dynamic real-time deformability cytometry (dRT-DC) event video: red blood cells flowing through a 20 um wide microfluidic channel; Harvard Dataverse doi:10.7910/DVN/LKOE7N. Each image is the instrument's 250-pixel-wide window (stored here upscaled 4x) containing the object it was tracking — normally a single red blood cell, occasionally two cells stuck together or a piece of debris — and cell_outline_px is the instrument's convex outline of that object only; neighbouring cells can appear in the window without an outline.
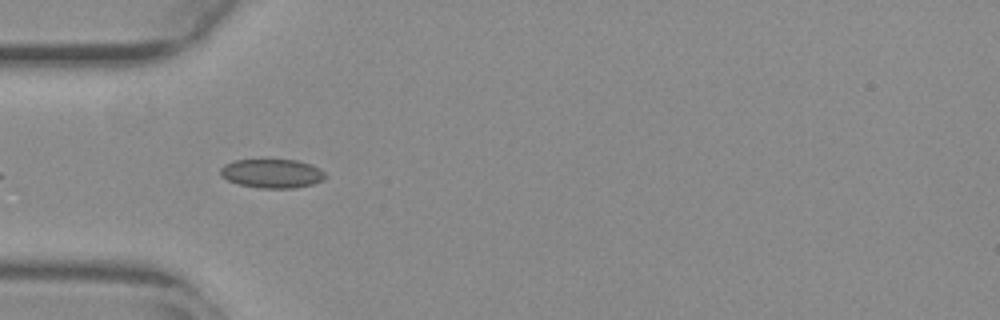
{"species": "common noctule bat (a hibernating species)", "species_latin": "Nyctalus noctula", "temperature_condition": "warm", "stored_images_in_passage": 10, "camera_frame_rate_fps": 3000, "um_per_image_px": 0.085, "animal": {"sex": "female", "body_mass_g": 29.2, "forearm_length_mm": 56.3}, "frame": {"image": 1, "passage_image": 2, "time_ms": 0.333, "image_size_px": [1000, 320], "cell_outline_px": [[328, 176], [324, 180], [312, 184], [292, 188], [260, 188], [240, 184], [228, 180], [220, 176], [220, 168], [224, 164], [232, 160], [296, 160], [312, 164], [320, 168]], "centroid_in_image_um": [23.14, 14.74], "position_along_channel_um": 61.9, "area_um2": 17.8}}
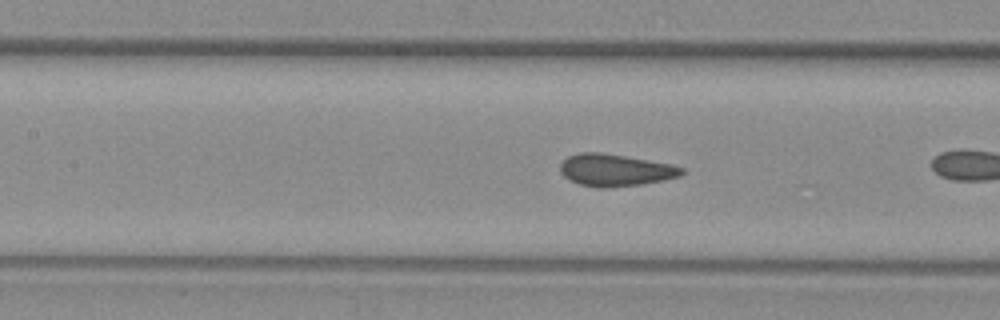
{"frame": {"image": 2, "passage_image": 7, "time_ms": 2.0, "image_size_px": [1000, 320], "cell_outline_px": [[684, 172], [680, 176], [664, 180], [640, 184], [608, 188], [596, 188], [580, 184], [568, 180], [560, 172], [560, 164], [568, 156], [580, 152], [600, 152], [672, 164], [684, 168]], "centroid_in_image_um": [52.28, 14.46], "position_along_channel_um": 155.1, "area_um2": 22.77}}